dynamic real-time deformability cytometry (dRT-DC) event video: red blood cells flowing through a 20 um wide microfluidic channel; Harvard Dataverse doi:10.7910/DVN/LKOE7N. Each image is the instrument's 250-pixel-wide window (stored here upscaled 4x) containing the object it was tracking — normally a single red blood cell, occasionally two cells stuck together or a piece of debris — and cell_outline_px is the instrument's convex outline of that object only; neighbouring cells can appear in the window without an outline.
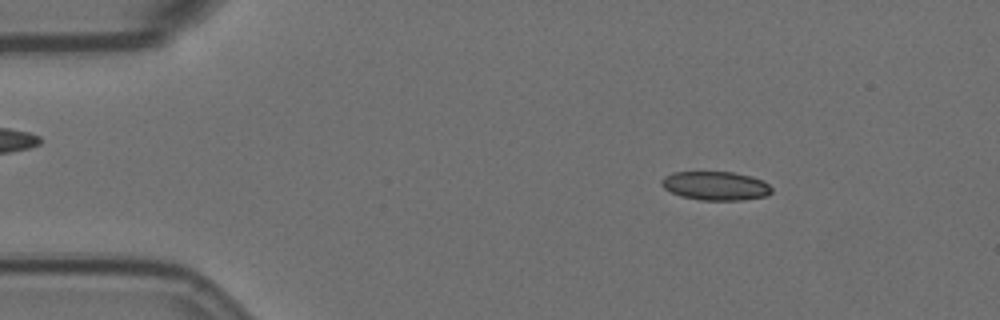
{"species": "Egyptian fruit bat (a non-hibernating species)", "species_latin": "Rousettus aegyptiacus", "temperature_condition": "room temperature", "stored_images_in_passage": 58, "camera_frame_rate_fps": 3000, "um_per_image_px": 0.085, "animal": {"sex": "female"}, "frame": {"image": 1, "passage_image": 9, "time_ms": 2.667, "image_size_px": [1000, 320], "cell_outline_px": [[772, 192], [768, 196], [740, 200], [700, 200], [680, 196], [664, 188], [660, 184], [660, 180], [664, 176], [672, 172], [732, 172], [752, 176], [768, 184], [772, 188]], "centroid_in_image_um": [60.81, 15.79], "position_along_channel_um": 24.2, "area_um2": 18.55}}
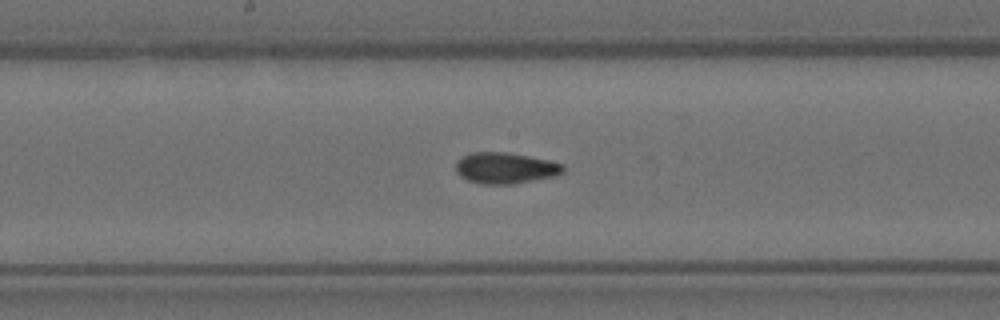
{"frame": {"image": 2, "passage_image": 30, "time_ms": 9.667, "image_size_px": [1000, 320], "cell_outline_px": [[564, 172], [556, 176], [512, 184], [480, 184], [468, 180], [460, 176], [456, 172], [456, 160], [460, 156], [472, 152], [508, 152], [548, 160], [564, 164]], "centroid_in_image_um": [42.93, 14.28], "position_along_channel_um": 205.3, "area_um2": 19.65}}
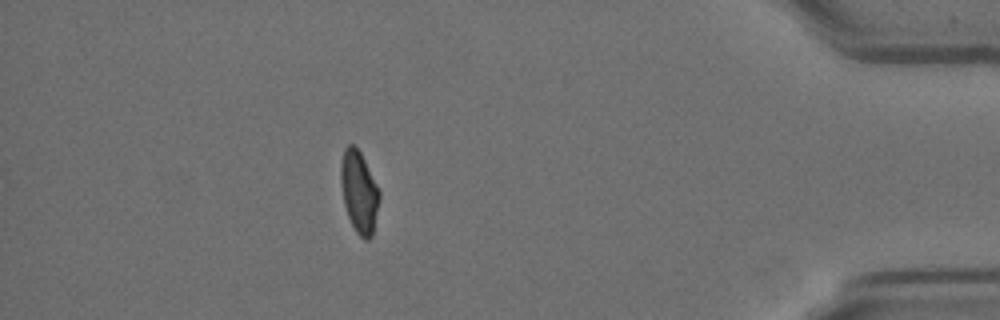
{"frame": {"image": 3, "passage_image": 51, "time_ms": 16.667, "image_size_px": [1000, 320], "cell_outline_px": [[380, 200], [372, 236], [368, 240], [364, 240], [356, 232], [348, 216], [344, 204], [340, 180], [340, 164], [344, 148], [348, 144], [352, 144], [360, 152], [380, 192]], "centroid_in_image_um": [30.51, 16.32], "position_along_channel_um": 404.7, "area_um2": 18.32}, "authors_computed_cell_mechanics": {"area_um2": 18.8428, "velocity_mm_per_s": 3.5594, "shape_relaxation_time_tau1_ms": null, "shape_relaxation_time_tau2_ms": 1.1363, "deformation_change_tau1": null, "deformation_change_tau2": 0.0695}}